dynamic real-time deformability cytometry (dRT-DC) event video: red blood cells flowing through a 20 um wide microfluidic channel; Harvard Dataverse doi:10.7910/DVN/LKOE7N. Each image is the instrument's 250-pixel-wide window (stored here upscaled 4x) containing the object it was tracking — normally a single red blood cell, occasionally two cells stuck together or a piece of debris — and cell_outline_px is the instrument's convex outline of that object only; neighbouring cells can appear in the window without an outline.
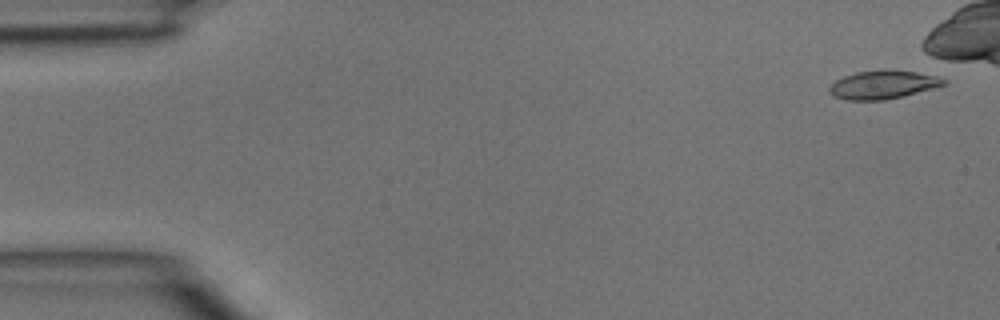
{"species": "common noctule bat (a hibernating species)", "species_latin": "Nyctalus noctula", "temperature_condition": "room temperature", "stored_images_in_passage": 5, "camera_frame_rate_fps": 3000, "um_per_image_px": 0.085, "animal": {"sex": "male", "body_mass_g": 15.6}, "frame": {"image": 1, "passage_image": 1, "time_ms": 0.0, "image_size_px": [1000, 320], "cell_outline_px": [[948, 84], [884, 100], [848, 100], [832, 96], [828, 92], [828, 88], [836, 80], [844, 76], [856, 72], [884, 68], [892, 68], [916, 72], [936, 76], [948, 80]], "centroid_in_image_um": [75.04, 7.17], "position_along_channel_um": 10.0, "area_um2": 19.13}}